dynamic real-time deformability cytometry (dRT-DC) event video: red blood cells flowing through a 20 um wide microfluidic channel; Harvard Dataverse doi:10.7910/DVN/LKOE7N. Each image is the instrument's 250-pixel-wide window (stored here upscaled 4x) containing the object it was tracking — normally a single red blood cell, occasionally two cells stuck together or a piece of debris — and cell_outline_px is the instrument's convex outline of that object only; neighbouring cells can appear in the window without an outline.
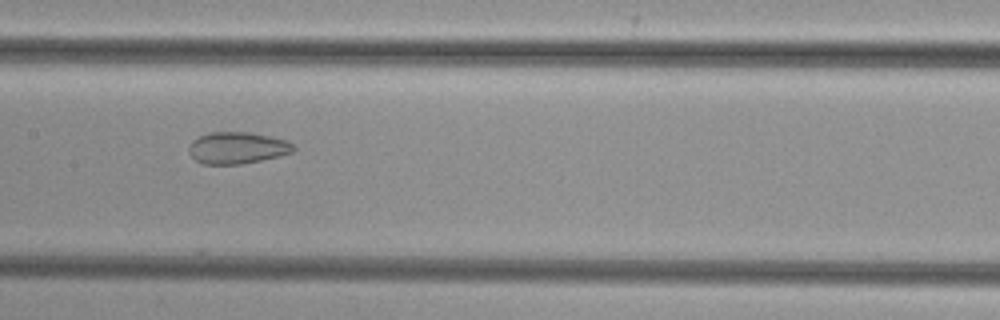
{"species": "common noctule bat (a hibernating species)", "species_latin": "Nyctalus noctula", "temperature_condition": "cold", "stored_images_in_passage": 38, "camera_frame_rate_fps": 3000, "um_per_image_px": 0.085, "animal": {"sex": "female", "body_mass_g": 29.2, "forearm_length_mm": 56.3}, "frame": {"image": 1, "passage_image": 12, "time_ms": 3.667, "image_size_px": [1000, 320], "cell_outline_px": [[296, 148], [292, 152], [260, 160], [240, 164], [204, 164], [196, 160], [188, 152], [188, 148], [192, 140], [200, 136], [212, 132], [248, 132], [288, 140]], "centroid_in_image_um": [20.14, 12.56], "position_along_channel_um": 187.3, "area_um2": 19.13}}
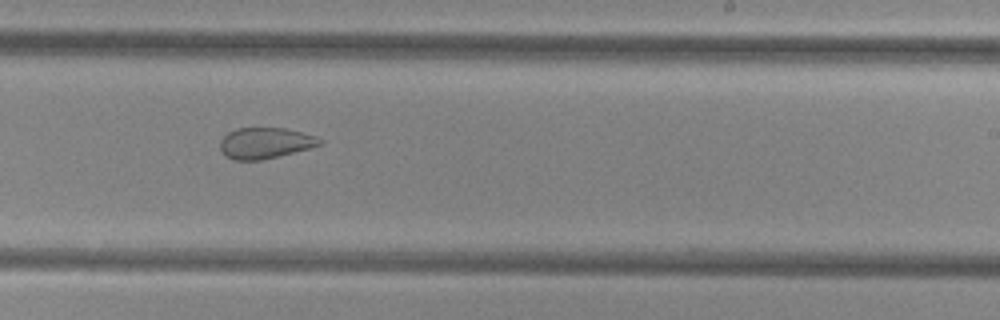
{"frame": {"image": 2, "passage_image": 18, "time_ms": 5.667, "image_size_px": [1000, 320], "cell_outline_px": [[324, 144], [312, 148], [260, 160], [232, 160], [224, 156], [220, 148], [220, 140], [228, 132], [236, 128], [284, 128], [316, 136], [324, 140]], "centroid_in_image_um": [22.55, 12.16], "position_along_channel_um": 266.5, "area_um2": 18.15}}
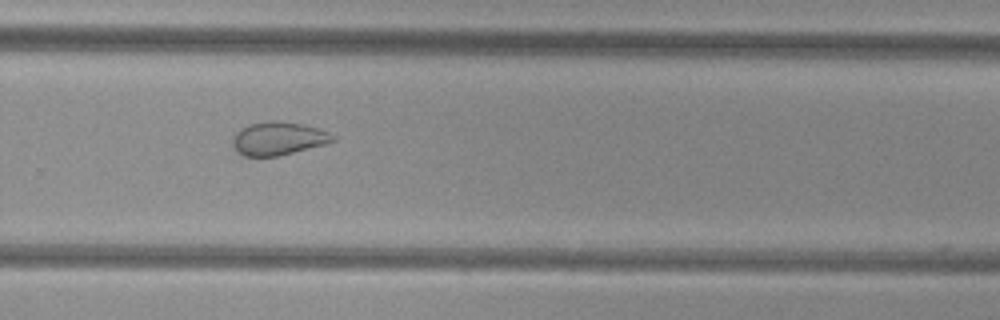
{"frame": {"image": 3, "passage_image": 21, "time_ms": 6.667, "image_size_px": [1000, 320], "cell_outline_px": [[336, 140], [324, 144], [280, 156], [244, 156], [236, 152], [232, 144], [232, 140], [236, 132], [240, 128], [248, 124], [268, 120], [276, 120], [300, 124], [316, 128], [328, 132], [336, 136]], "centroid_in_image_um": [23.61, 11.77], "position_along_channel_um": 306.2, "area_um2": 19.48}}